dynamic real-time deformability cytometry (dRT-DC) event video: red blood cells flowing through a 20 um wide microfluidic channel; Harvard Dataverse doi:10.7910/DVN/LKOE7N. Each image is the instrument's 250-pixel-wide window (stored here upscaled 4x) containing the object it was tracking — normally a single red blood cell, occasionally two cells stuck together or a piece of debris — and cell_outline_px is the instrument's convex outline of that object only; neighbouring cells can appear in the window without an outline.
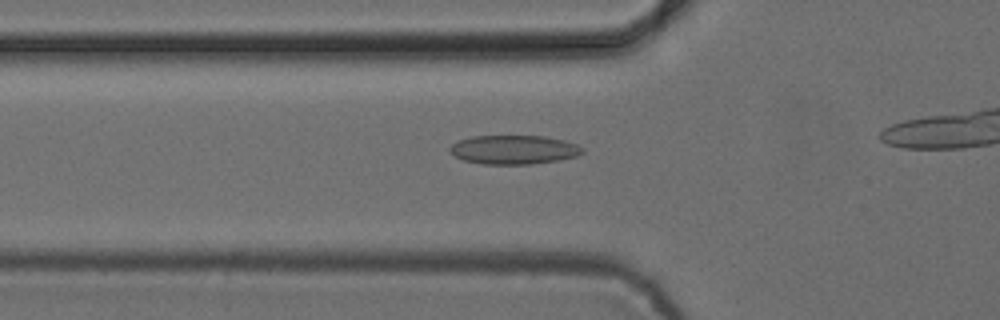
{"species": "common noctule bat (a hibernating species)", "species_latin": "Nyctalus noctula", "temperature_condition": "cold", "stored_images_in_passage": 35, "camera_frame_rate_fps": 3000, "um_per_image_px": 0.085, "animal": {"sex": "female", "body_mass_g": 24.6, "forearm_length_mm": 56.2}, "frame": {"image": 1, "passage_image": 11, "time_ms": 3.333, "image_size_px": [1000, 320], "cell_outline_px": [[584, 152], [576, 156], [560, 160], [532, 164], [480, 164], [464, 160], [456, 156], [448, 148], [452, 144], [460, 140], [472, 136], [544, 136], [564, 140], [576, 144], [584, 148]], "centroid_in_image_um": [43.7, 12.72], "position_along_channel_um": 82.1, "area_um2": 22.37}}
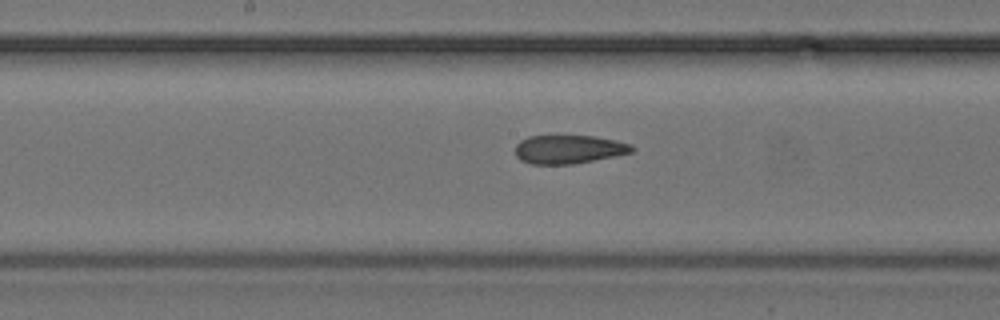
{"frame": {"image": 2, "passage_image": 20, "time_ms": 6.333, "image_size_px": [1000, 320], "cell_outline_px": [[636, 148], [632, 152], [572, 164], [532, 164], [520, 160], [516, 156], [516, 144], [520, 140], [528, 136], [592, 136], [616, 140], [632, 144]], "centroid_in_image_um": [48.33, 12.68], "position_along_channel_um": 199.9, "area_um2": 19.31}}
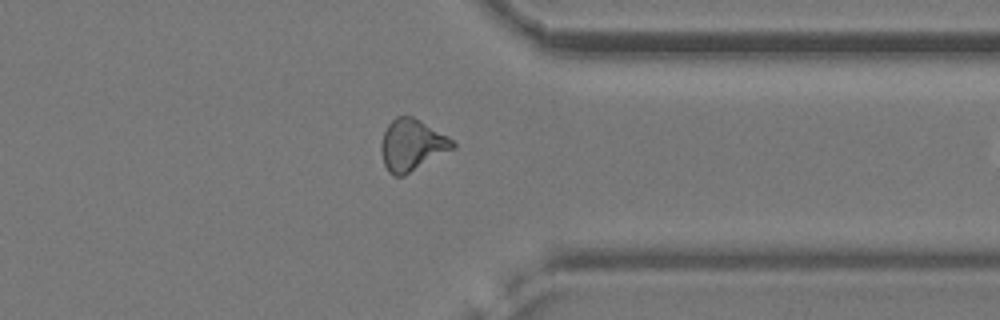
{"frame": {"image": 3, "passage_image": 34, "time_ms": 11.0, "image_size_px": [1000, 320], "cell_outline_px": [[456, 148], [404, 176], [392, 176], [388, 172], [384, 164], [380, 148], [380, 144], [384, 132], [388, 124], [396, 116], [412, 116], [420, 120], [448, 136], [456, 144]], "centroid_in_image_um": [35.01, 12.34], "position_along_channel_um": 376.4, "area_um2": 21.68}}